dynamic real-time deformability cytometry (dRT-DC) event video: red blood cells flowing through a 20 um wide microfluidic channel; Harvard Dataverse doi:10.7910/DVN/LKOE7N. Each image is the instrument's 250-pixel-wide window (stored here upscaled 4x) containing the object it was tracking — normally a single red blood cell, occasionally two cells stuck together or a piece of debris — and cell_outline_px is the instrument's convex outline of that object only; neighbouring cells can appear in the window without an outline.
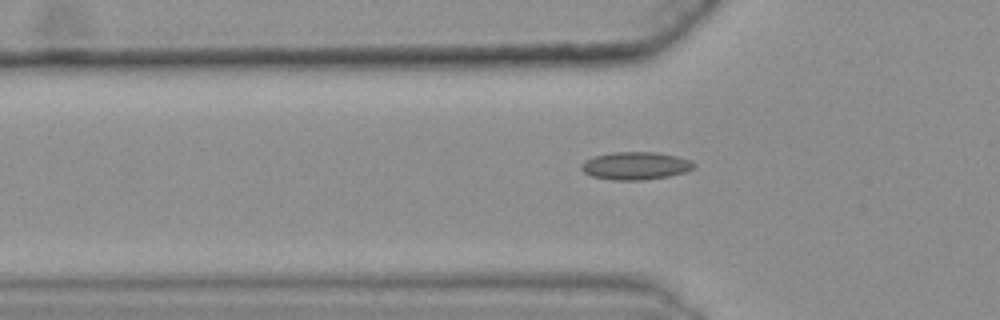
{"species": "common noctule bat (a hibernating species)", "species_latin": "Nyctalus noctula", "temperature_condition": "warm", "stored_images_in_passage": 37, "segment_of_instrument_passage": [1, 2], "camera_frame_rate_fps": 3000, "um_per_image_px": 0.085, "animal": {"sex": "female", "body_mass_g": 25.1}, "frame": {"image": 1, "passage_image": 5, "time_ms": 1.333, "image_size_px": [1000, 320], "cell_outline_px": [[696, 164], [692, 168], [684, 172], [668, 176], [644, 180], [612, 180], [592, 176], [584, 172], [580, 168], [580, 164], [584, 160], [592, 156], [612, 152], [656, 152], [676, 156], [692, 160]], "centroid_in_image_um": [53.98, 14.08], "position_along_channel_um": 71.8, "area_um2": 18.32}}
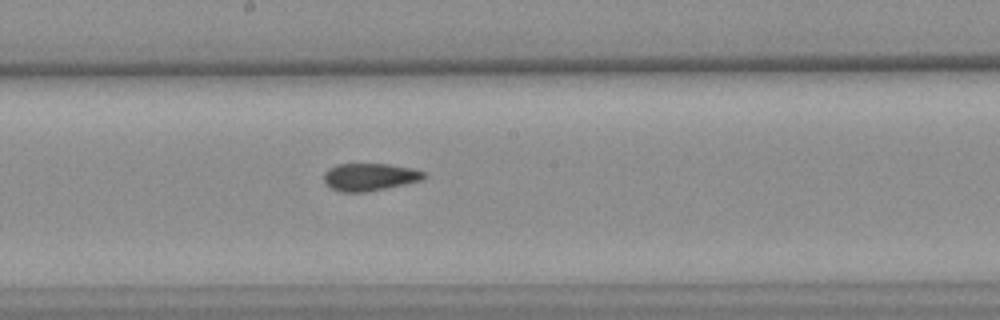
{"frame": {"image": 2, "passage_image": 17, "time_ms": 5.333, "image_size_px": [1000, 320], "cell_outline_px": [[424, 176], [420, 180], [384, 188], [364, 192], [340, 192], [324, 184], [324, 172], [328, 168], [336, 164], [388, 164], [412, 168], [424, 172]], "centroid_in_image_um": [31.34, 15.03], "position_along_channel_um": 216.9, "area_um2": 15.84}}
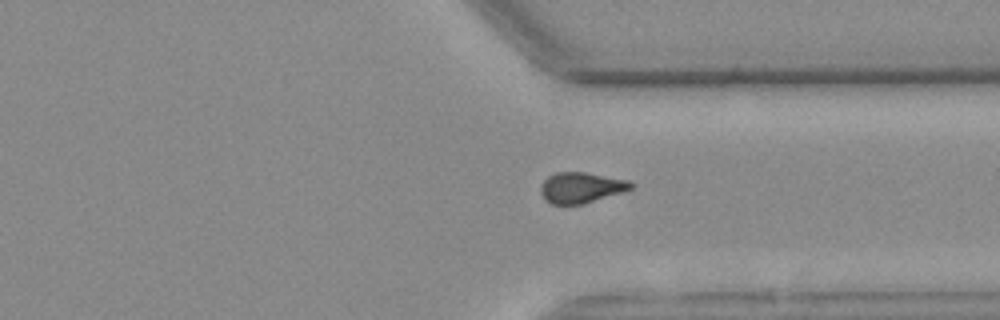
{"frame": {"image": 3, "passage_image": 29, "time_ms": 9.333, "image_size_px": [1000, 320], "cell_outline_px": [[636, 184], [632, 188], [584, 204], [552, 204], [544, 200], [540, 192], [540, 184], [548, 176], [556, 172], [584, 172], [628, 180]], "centroid_in_image_um": [49.35, 15.94], "position_along_channel_um": 362.0, "area_um2": 16.13}}